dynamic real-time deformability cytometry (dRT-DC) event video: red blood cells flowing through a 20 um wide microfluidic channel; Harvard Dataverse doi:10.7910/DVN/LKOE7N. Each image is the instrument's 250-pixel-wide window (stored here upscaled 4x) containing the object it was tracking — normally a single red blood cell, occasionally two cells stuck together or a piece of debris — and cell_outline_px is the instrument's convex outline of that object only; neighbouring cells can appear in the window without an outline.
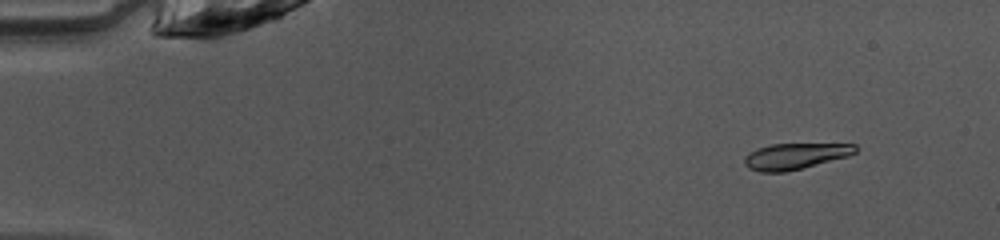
{"species": "common noctule bat (a hibernating species)", "species_latin": "Nyctalus noctula", "temperature_condition": "warm", "stored_images_in_passage": 45, "camera_frame_rate_fps": 3000, "um_per_image_px": 0.085, "animal": {"sex": "female", "body_mass_g": 10.0, "forearm_length_mm": 53.1}, "frame": {"image": 1, "passage_image": 1, "time_ms": 0.0, "image_size_px": [1000, 240], "cell_outline_px": [[856, 152], [848, 156], [784, 172], [760, 172], [748, 168], [744, 164], [744, 156], [748, 152], [756, 148], [772, 144], [856, 144]], "centroid_in_image_um": [67.52, 13.27], "position_along_channel_um": 17.5, "area_um2": 16.7}}
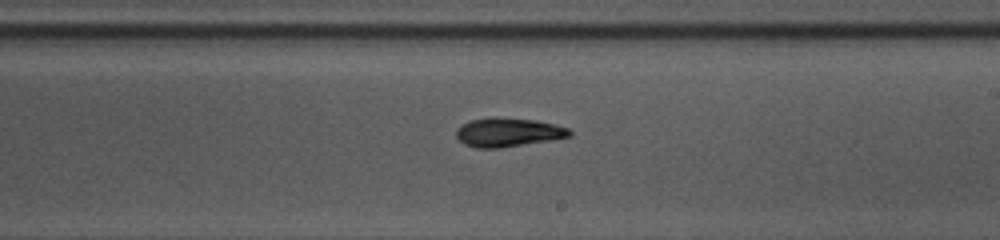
{"frame": {"image": 2, "passage_image": 25, "time_ms": 8.0, "image_size_px": [1000, 240], "cell_outline_px": [[572, 136], [500, 148], [476, 148], [464, 144], [456, 136], [456, 128], [472, 120], [536, 120], [556, 124], [568, 128], [572, 132]], "centroid_in_image_um": [43.22, 11.29], "position_along_channel_um": 245.8, "area_um2": 18.15}}
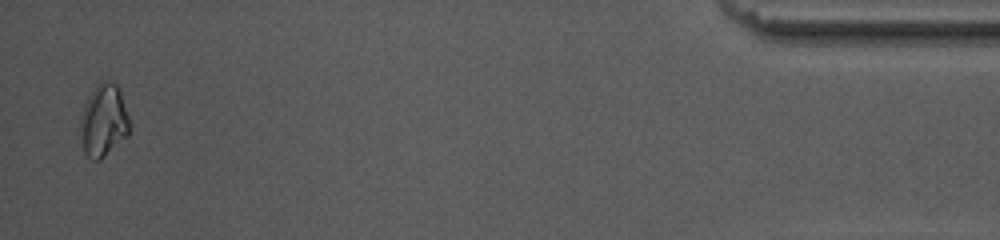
{"frame": {"image": 3, "passage_image": 44, "time_ms": 14.333, "image_size_px": [1000, 240], "cell_outline_px": [[132, 128], [128, 136], [100, 160], [92, 160], [84, 152], [80, 128], [80, 116], [84, 104], [96, 84], [100, 80], [104, 80], [116, 84], [120, 92], [132, 124]], "centroid_in_image_um": [8.83, 10.25], "position_along_channel_um": 426.4, "area_um2": 21.04}, "authors_computed_cell_mechanics": {"area_um2": 18.5538, "velocity_mm_per_s": 4.0939, "shape_relaxation_time_tau1_ms": 2.6387, "shape_relaxation_time_tau2_ms": 7.131, "deformation_change_tau1": 0.1171, "deformation_change_tau2": 0.1136}}